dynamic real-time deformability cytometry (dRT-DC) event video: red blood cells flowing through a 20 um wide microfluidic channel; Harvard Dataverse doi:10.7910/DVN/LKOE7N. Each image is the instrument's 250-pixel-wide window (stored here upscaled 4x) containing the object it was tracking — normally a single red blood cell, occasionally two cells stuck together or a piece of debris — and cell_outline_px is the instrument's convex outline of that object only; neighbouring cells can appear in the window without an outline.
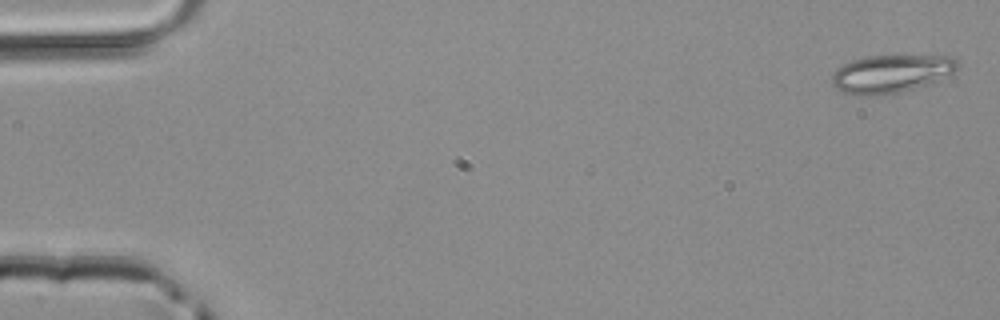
{"species": "common noctule bat (a hibernating species)", "species_latin": "Nyctalus noctula", "temperature_condition": "room temperature", "stored_images_in_passage": 9, "camera_frame_rate_fps": 3000, "um_per_image_px": 0.085, "animal": {"sex": "male", "body_mass_g": 20.4}, "frame": {"image": 1, "passage_image": 1, "time_ms": 0.0, "image_size_px": [1000, 320], "cell_outline_px": [[960, 64], [952, 72], [924, 84], [900, 92], [872, 96], [852, 96], [836, 88], [832, 84], [832, 72], [836, 68], [852, 60], [868, 56], [948, 56], [956, 60]], "centroid_in_image_um": [75.63, 6.27], "position_along_channel_um": 9.4, "area_um2": 27.34}}